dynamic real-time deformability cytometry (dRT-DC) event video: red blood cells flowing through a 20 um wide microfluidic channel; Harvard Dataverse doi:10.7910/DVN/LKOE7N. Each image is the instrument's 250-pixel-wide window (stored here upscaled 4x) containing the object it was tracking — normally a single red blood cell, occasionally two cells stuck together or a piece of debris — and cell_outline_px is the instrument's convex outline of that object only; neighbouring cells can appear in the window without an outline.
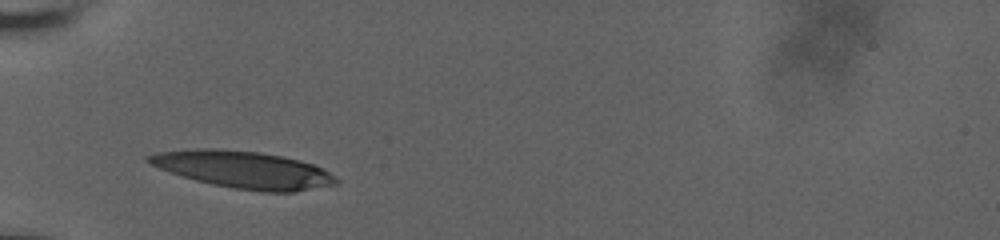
{"species": "human", "species_latin": "Homo sapiens", "temperature_condition": "room temperature", "stored_images_in_passage": 14, "camera_frame_rate_fps": 3000, "um_per_image_px": 0.085, "donor": {"sex": "male"}, "frame": {"image": 1, "passage_image": 1, "time_ms": 0.0, "image_size_px": [1000, 240], "cell_outline_px": [[340, 180], [336, 184], [296, 192], [260, 192], [232, 188], [212, 184], [196, 180], [148, 164], [144, 160], [144, 156], [160, 152], [196, 148], [216, 148], [260, 152], [300, 160], [312, 164], [328, 172]], "centroid_in_image_um": [20.68, 14.42], "position_along_channel_um": 64.3, "area_um2": 40.52}}
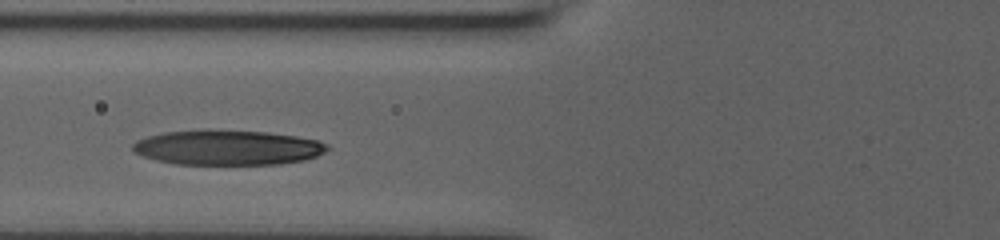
{"frame": {"image": 2, "passage_image": 13, "time_ms": 1.333, "image_size_px": [1000, 240], "cell_outline_px": [[328, 148], [324, 152], [316, 156], [304, 160], [280, 164], [176, 164], [156, 160], [144, 156], [136, 152], [132, 148], [132, 144], [136, 140], [148, 136], [164, 132], [268, 132], [296, 136], [320, 140], [328, 144]], "centroid_in_image_um": [19.39, 12.57], "position_along_channel_um": 106.4, "area_um2": 38.61}}